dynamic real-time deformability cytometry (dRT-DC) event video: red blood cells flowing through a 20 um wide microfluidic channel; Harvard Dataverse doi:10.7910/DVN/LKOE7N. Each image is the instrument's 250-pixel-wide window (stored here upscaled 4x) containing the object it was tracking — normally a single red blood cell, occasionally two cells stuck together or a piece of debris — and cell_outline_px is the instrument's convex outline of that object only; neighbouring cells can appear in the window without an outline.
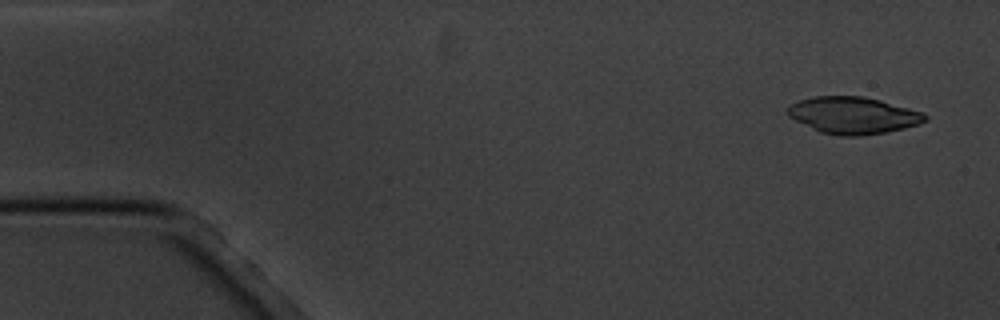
{"species": "common noctule bat (a hibernating species)", "species_latin": "Nyctalus noctula", "temperature_condition": "cold", "stored_images_in_passage": 4, "camera_frame_rate_fps": 3000, "um_per_image_px": 0.085, "animal": {"sex": "male", "body_mass_g": 20.1, "forearm_length_mm": 53.5}, "frame": {"image": 1, "passage_image": 1, "time_ms": 0.0, "image_size_px": [1000, 320], "cell_outline_px": [[928, 120], [920, 124], [904, 128], [884, 132], [860, 136], [840, 136], [820, 132], [788, 116], [788, 108], [792, 104], [800, 100], [812, 96], [860, 96], [880, 100], [924, 112], [928, 116]], "centroid_in_image_um": [72.56, 9.8], "position_along_channel_um": 12.4, "area_um2": 29.42}}